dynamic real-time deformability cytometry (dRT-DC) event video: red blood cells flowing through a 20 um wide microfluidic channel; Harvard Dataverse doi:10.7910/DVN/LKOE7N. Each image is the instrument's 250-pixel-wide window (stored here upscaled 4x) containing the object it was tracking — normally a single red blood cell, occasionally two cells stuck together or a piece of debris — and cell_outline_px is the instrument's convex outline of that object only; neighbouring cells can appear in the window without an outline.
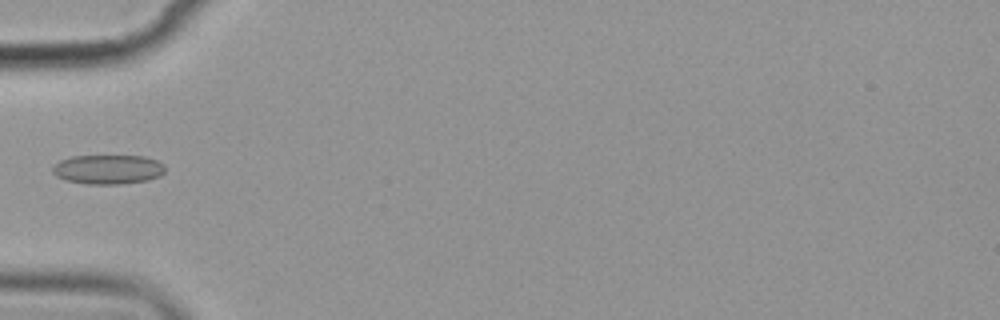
{"species": "common noctule bat (a hibernating species)", "species_latin": "Nyctalus noctula", "temperature_condition": "cold", "stored_images_in_passage": 7, "camera_frame_rate_fps": 3000, "um_per_image_px": 0.085, "animal": {"sex": "female", "body_mass_g": 19.9}, "frame": {"image": 1, "passage_image": 7, "time_ms": 7.0, "image_size_px": [1000, 320], "cell_outline_px": [[164, 172], [160, 176], [148, 180], [120, 184], [88, 184], [64, 180], [56, 176], [52, 172], [52, 168], [60, 160], [72, 156], [144, 156], [156, 160], [164, 164]], "centroid_in_image_um": [9.17, 14.4], "position_along_channel_um": 75.8, "area_um2": 19.31}}